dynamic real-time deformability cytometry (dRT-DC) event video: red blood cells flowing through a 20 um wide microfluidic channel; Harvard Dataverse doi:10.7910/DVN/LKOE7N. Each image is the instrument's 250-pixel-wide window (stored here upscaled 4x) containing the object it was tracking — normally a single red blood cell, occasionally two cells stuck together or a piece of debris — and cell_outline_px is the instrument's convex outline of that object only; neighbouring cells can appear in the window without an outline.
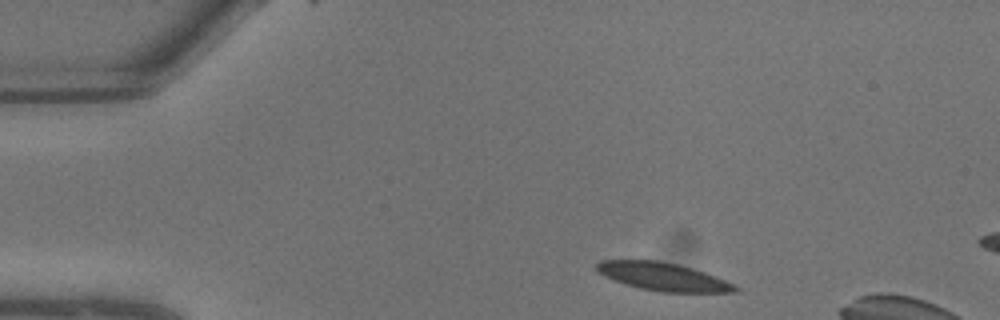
{"species": "common noctule bat (a hibernating species)", "species_latin": "Nyctalus noctula", "temperature_condition": "warm", "stored_images_in_passage": 4, "camera_frame_rate_fps": 3000, "um_per_image_px": 0.085, "animal": {"sex": "male", "body_mass_g": 13.3}, "frame": {"image": 1, "passage_image": 1, "time_ms": 0.0, "image_size_px": [1000, 320], "cell_outline_px": [[740, 292], [660, 292], [640, 288], [624, 284], [604, 276], [596, 272], [596, 264], [600, 260], [656, 260], [676, 264], [692, 268], [704, 272], [724, 280], [740, 288]], "centroid_in_image_um": [56.32, 23.52], "position_along_channel_um": 28.7, "area_um2": 22.54}}